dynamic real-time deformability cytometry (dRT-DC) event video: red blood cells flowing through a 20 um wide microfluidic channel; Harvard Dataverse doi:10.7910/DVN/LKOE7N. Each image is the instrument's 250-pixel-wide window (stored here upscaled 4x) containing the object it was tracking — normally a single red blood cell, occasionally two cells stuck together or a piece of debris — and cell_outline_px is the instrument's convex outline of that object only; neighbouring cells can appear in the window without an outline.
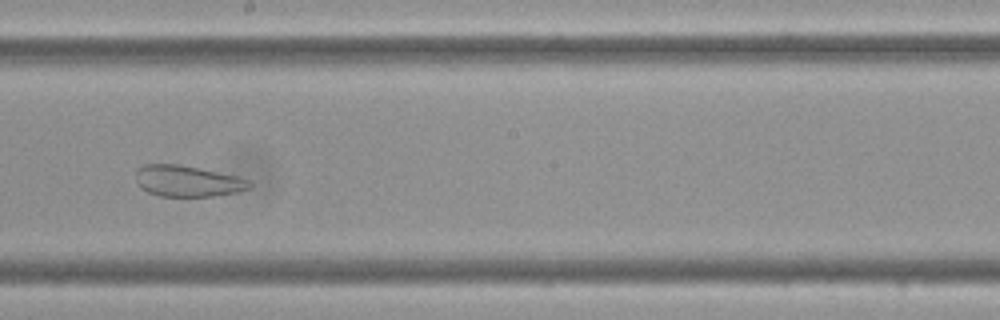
{"species": "Egyptian fruit bat (a non-hibernating species)", "species_latin": "Rousettus aegyptiacus", "temperature_condition": "cold", "stored_images_in_passage": 56, "camera_frame_rate_fps": 3000, "um_per_image_px": 0.085, "frame": {"image": 1, "passage_image": 30, "time_ms": 9.667, "image_size_px": [1000, 320], "cell_outline_px": [[252, 188], [236, 192], [212, 196], [160, 196], [148, 192], [140, 188], [136, 184], [136, 172], [144, 164], [180, 164], [200, 168], [236, 176], [248, 180], [252, 184]], "centroid_in_image_um": [15.93, 15.39], "position_along_channel_um": 232.3, "area_um2": 20.63}}
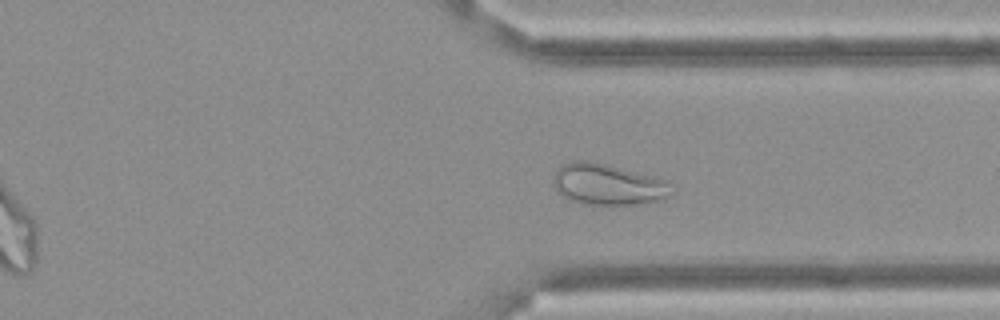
{"frame": {"image": 2, "passage_image": 41, "time_ms": 13.333, "image_size_px": [1000, 320], "cell_outline_px": [[672, 192], [668, 196], [660, 200], [636, 204], [584, 204], [568, 200], [556, 188], [552, 180], [556, 172], [564, 164], [572, 160], [588, 160], [652, 176], [664, 180]], "centroid_in_image_um": [51.62, 15.68], "position_along_channel_um": 359.8, "area_um2": 27.69}}
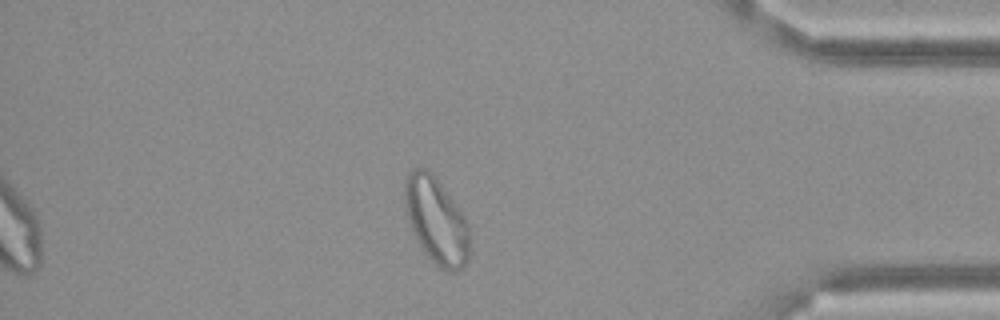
{"frame": {"image": 3, "passage_image": 47, "time_ms": 15.333, "image_size_px": [1000, 320], "cell_outline_px": [[468, 260], [456, 272], [452, 272], [440, 268], [424, 252], [412, 228], [404, 208], [404, 184], [412, 168], [424, 168], [432, 172], [464, 216], [468, 224]], "centroid_in_image_um": [37.07, 18.73], "position_along_channel_um": 398.1, "area_um2": 32.02}}